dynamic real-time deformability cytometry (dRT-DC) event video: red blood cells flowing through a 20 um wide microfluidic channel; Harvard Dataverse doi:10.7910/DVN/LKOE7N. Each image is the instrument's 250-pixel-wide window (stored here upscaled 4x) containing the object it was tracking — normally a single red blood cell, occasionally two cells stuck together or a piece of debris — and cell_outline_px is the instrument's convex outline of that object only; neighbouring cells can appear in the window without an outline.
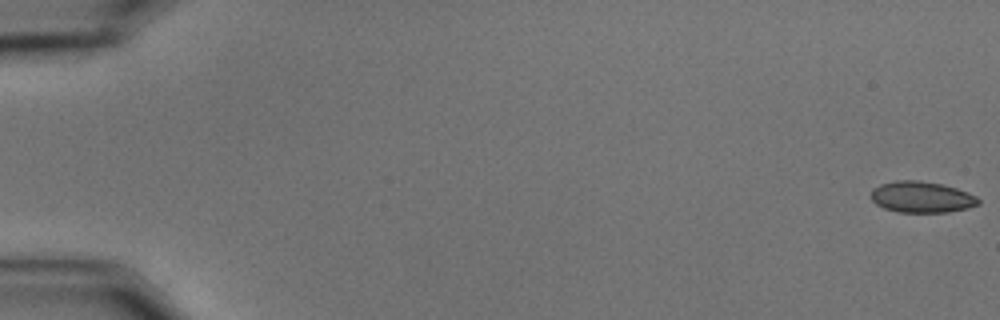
{"species": "common noctule bat (a hibernating species)", "species_latin": "Nyctalus noctula", "temperature_condition": "cold", "stored_images_in_passage": 28, "camera_frame_rate_fps": 3000, "um_per_image_px": 0.085, "animal": {"sex": "male", "body_mass_g": 15.6}, "frame": {"image": 1, "passage_image": 1, "time_ms": 0.0, "image_size_px": [1000, 320], "cell_outline_px": [[980, 204], [968, 208], [948, 212], [896, 212], [884, 208], [876, 204], [872, 200], [872, 188], [880, 184], [896, 180], [920, 180], [940, 184], [956, 188], [968, 192], [976, 196], [980, 200]], "centroid_in_image_um": [78.34, 16.75], "position_along_channel_um": 6.7, "area_um2": 19.59}}
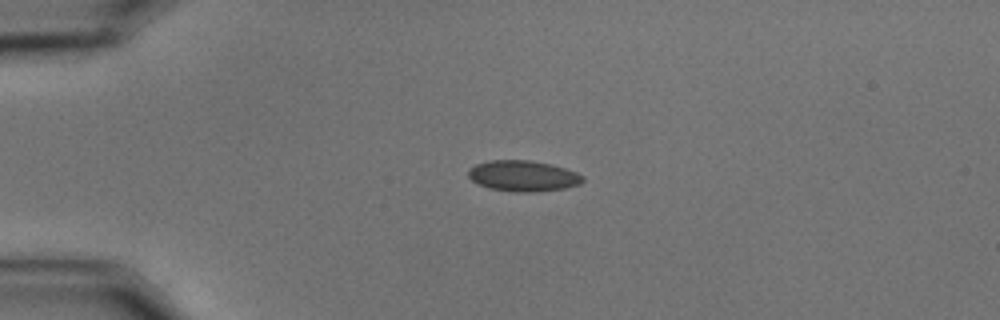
{"frame": {"image": 2, "passage_image": 15, "time_ms": 4.667, "image_size_px": [1000, 320], "cell_outline_px": [[584, 180], [580, 184], [564, 188], [536, 192], [512, 192], [488, 188], [472, 180], [468, 176], [468, 168], [476, 164], [488, 160], [528, 160], [552, 164], [576, 172], [584, 176]], "centroid_in_image_um": [44.45, 14.95], "position_along_channel_um": 40.5, "area_um2": 20.69}}
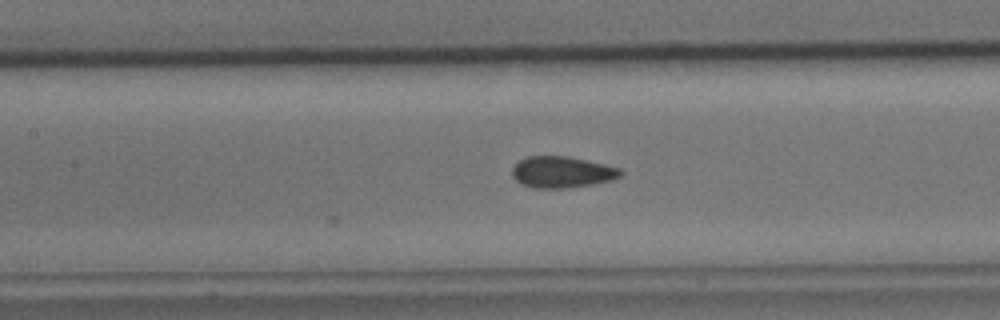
{"frame": {"image": 3, "passage_image": 28, "time_ms": 9.0, "image_size_px": [1000, 320], "cell_outline_px": [[624, 172], [620, 176], [612, 180], [592, 184], [568, 188], [532, 188], [516, 180], [512, 176], [512, 168], [524, 156], [568, 156], [604, 164], [620, 168]], "centroid_in_image_um": [47.77, 14.62], "position_along_channel_um": 159.6, "area_um2": 19.83}}